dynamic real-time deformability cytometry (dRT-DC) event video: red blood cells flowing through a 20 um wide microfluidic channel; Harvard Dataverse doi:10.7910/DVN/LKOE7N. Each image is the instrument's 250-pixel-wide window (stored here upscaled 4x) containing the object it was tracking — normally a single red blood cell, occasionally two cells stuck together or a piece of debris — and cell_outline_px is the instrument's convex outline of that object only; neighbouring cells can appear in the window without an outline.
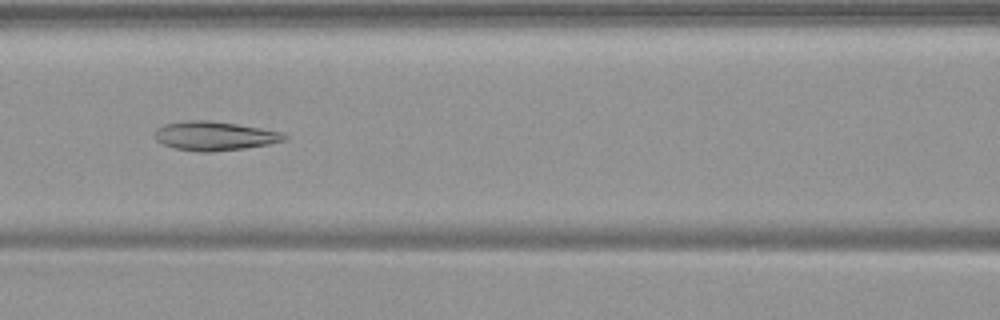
{"species": "common noctule bat (a hibernating species)", "species_latin": "Nyctalus noctula", "temperature_condition": "warm", "stored_images_in_passage": 48, "camera_frame_rate_fps": 3000, "um_per_image_px": 0.085, "animal": {"sex": "female", "body_mass_g": 19.9}, "frame": {"image": 1, "passage_image": 18, "time_ms": 5.667, "image_size_px": [1000, 320], "cell_outline_px": [[288, 140], [268, 144], [244, 148], [212, 152], [196, 152], [176, 148], [164, 144], [156, 140], [156, 128], [164, 124], [184, 120], [208, 120], [236, 124], [284, 132], [288, 136]], "centroid_in_image_um": [18.26, 11.55], "position_along_channel_um": 148.3, "area_um2": 21.96}}
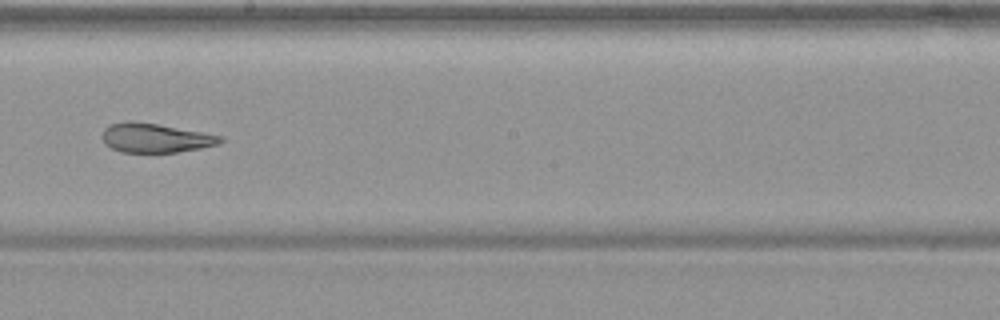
{"frame": {"image": 2, "passage_image": 25, "time_ms": 8.0, "image_size_px": [1000, 320], "cell_outline_px": [[224, 140], [220, 144], [200, 148], [176, 152], [120, 152], [104, 144], [100, 136], [104, 128], [108, 124], [128, 120], [156, 124], [224, 136]], "centroid_in_image_um": [13.16, 11.72], "position_along_channel_um": 235.0, "area_um2": 20.23}}
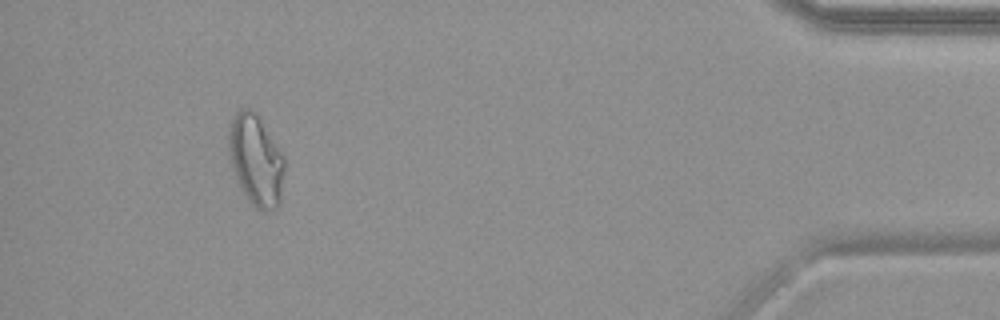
{"frame": {"image": 3, "passage_image": 44, "time_ms": 14.333, "image_size_px": [1000, 320], "cell_outline_px": [[284, 172], [280, 204], [276, 208], [256, 208], [248, 200], [240, 188], [232, 168], [228, 152], [228, 124], [236, 112], [240, 108], [248, 108], [256, 112], [284, 156]], "centroid_in_image_um": [21.72, 13.56], "position_along_channel_um": 413.5, "area_um2": 29.65}, "authors_computed_cell_mechanics": {"area_um2": 25.2586, "velocity_mm_per_s": 3.7377, "shape_relaxation_time_tau1_ms": null, "shape_relaxation_time_tau2_ms": 3.5517, "deformation_change_tau1": null, "deformation_change_tau2": 0.1092}}